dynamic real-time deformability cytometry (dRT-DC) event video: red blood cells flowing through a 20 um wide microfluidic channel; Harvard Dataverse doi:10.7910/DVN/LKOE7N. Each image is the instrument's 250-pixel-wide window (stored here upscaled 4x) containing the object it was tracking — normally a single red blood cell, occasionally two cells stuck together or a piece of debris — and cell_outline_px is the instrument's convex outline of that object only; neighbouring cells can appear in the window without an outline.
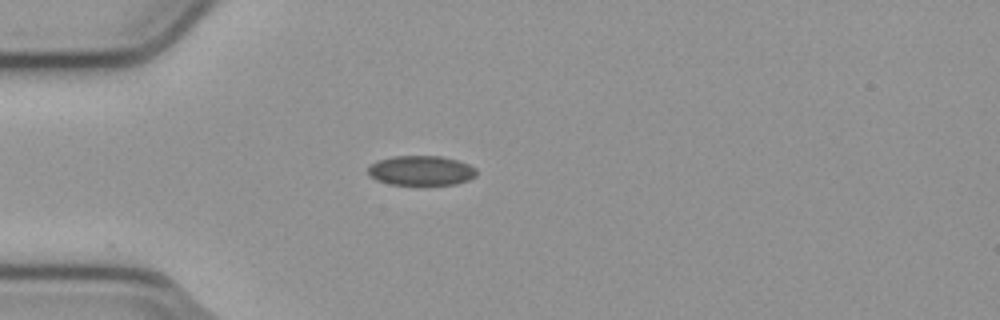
{"species": "common noctule bat (a hibernating species)", "species_latin": "Nyctalus noctula", "temperature_condition": "cold", "stored_images_in_passage": 4, "camera_frame_rate_fps": 3000, "um_per_image_px": 0.085, "animal": {"sex": "male", "body_mass_g": 23.1, "forearm_length_mm": 52.7}, "frame": {"image": 1, "passage_image": 1, "time_ms": 0.0, "image_size_px": [1000, 320], "cell_outline_px": [[476, 176], [468, 180], [456, 184], [392, 184], [376, 180], [368, 176], [368, 168], [376, 160], [392, 156], [440, 156], [456, 160], [468, 164], [476, 168]], "centroid_in_image_um": [35.77, 14.49], "position_along_channel_um": 49.2, "area_um2": 18.73}}